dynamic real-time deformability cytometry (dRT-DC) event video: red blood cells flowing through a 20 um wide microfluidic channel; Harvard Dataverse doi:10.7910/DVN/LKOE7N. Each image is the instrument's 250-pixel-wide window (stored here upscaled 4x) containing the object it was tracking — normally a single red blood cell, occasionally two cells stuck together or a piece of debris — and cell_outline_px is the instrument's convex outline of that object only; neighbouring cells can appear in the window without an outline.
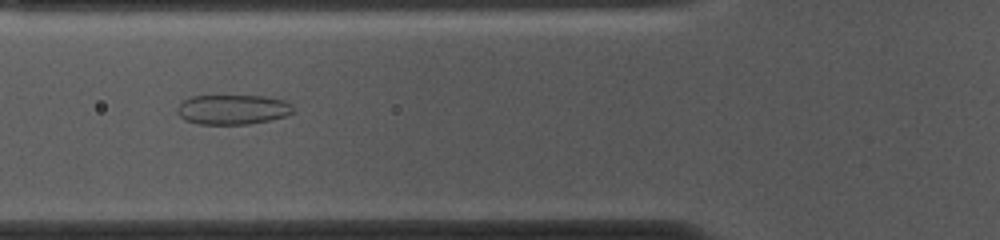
{"species": "common noctule bat (a hibernating species)", "species_latin": "Nyctalus noctula", "temperature_condition": "cold", "stored_images_in_passage": 52, "camera_frame_rate_fps": 3000, "um_per_image_px": 0.085, "animal": {"sex": "female", "body_mass_g": 10.0, "forearm_length_mm": 53.1}, "frame": {"image": 1, "passage_image": 18, "time_ms": 5.667, "image_size_px": [1000, 240], "cell_outline_px": [[296, 112], [288, 116], [248, 124], [196, 124], [184, 120], [176, 112], [176, 108], [184, 100], [192, 96], [264, 96], [284, 100], [292, 104]], "centroid_in_image_um": [19.8, 9.31], "position_along_channel_um": 106.0, "area_um2": 20.35}}
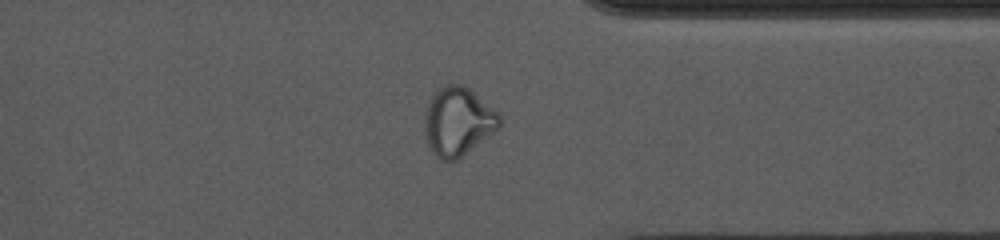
{"frame": {"image": 2, "passage_image": 40, "time_ms": 13.0, "image_size_px": [1000, 240], "cell_outline_px": [[500, 128], [456, 160], [444, 160], [436, 156], [432, 152], [428, 144], [424, 132], [424, 112], [436, 88], [444, 84], [460, 84], [468, 88], [496, 112], [500, 116]], "centroid_in_image_um": [38.88, 10.32], "position_along_channel_um": 372.5, "area_um2": 29.65}}
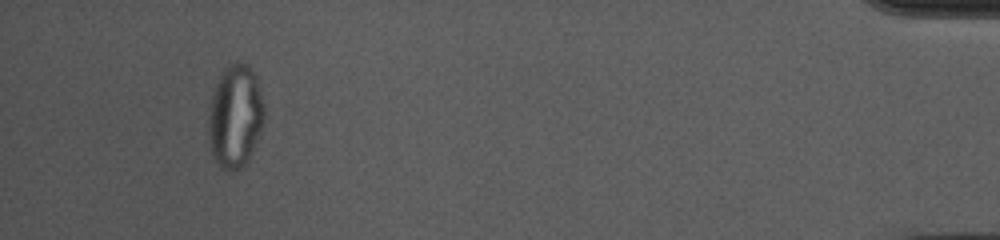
{"frame": {"image": 3, "passage_image": 49, "time_ms": 16.0, "image_size_px": [1000, 240], "cell_outline_px": [[264, 120], [260, 132], [248, 160], [240, 168], [232, 172], [228, 172], [220, 168], [212, 156], [208, 140], [208, 108], [216, 84], [224, 68], [240, 60], [248, 64], [256, 76], [264, 104]], "centroid_in_image_um": [19.97, 9.9], "position_along_channel_um": 415.2, "area_um2": 33.87}, "authors_computed_cell_mechanics": {"area_um2": 28.1197, "velocity_mm_per_s": 3.706, "shape_relaxation_time_tau1_ms": null, "shape_relaxation_time_tau2_ms": 1.2386, "deformation_change_tau1": null, "deformation_change_tau2": 0.0774}}